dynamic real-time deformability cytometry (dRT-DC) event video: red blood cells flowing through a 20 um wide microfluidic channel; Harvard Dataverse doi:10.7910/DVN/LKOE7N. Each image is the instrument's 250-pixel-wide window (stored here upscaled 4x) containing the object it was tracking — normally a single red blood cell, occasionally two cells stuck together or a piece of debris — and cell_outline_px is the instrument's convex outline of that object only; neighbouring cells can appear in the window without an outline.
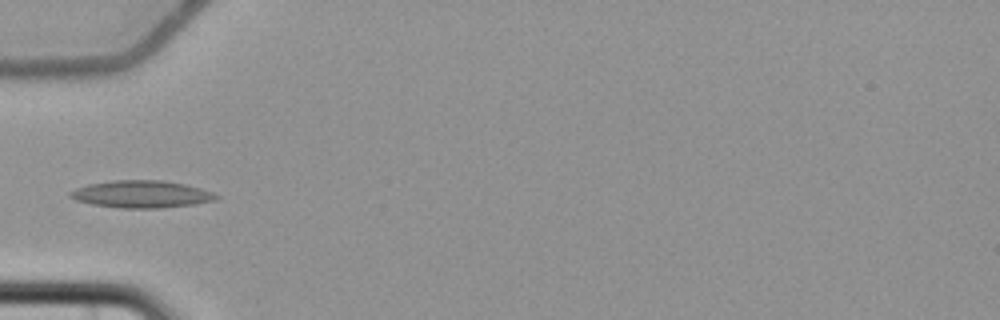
{"species": "common noctule bat (a hibernating species)", "species_latin": "Nyctalus noctula", "temperature_condition": "cold", "stored_images_in_passage": 5, "camera_frame_rate_fps": 3000, "um_per_image_px": 0.085, "animal": {"sex": "female", "body_mass_g": 22.7, "forearm_length_mm": 54.2}, "frame": {"image": 1, "passage_image": 5, "time_ms": 5.667, "image_size_px": [1000, 320], "cell_outline_px": [[220, 196], [216, 200], [192, 204], [160, 208], [124, 208], [92, 204], [76, 200], [68, 196], [68, 192], [76, 188], [88, 184], [112, 180], [164, 180], [184, 184], [200, 188], [212, 192]], "centroid_in_image_um": [12.0, 16.5], "position_along_channel_um": 73.0, "area_um2": 23.12}}